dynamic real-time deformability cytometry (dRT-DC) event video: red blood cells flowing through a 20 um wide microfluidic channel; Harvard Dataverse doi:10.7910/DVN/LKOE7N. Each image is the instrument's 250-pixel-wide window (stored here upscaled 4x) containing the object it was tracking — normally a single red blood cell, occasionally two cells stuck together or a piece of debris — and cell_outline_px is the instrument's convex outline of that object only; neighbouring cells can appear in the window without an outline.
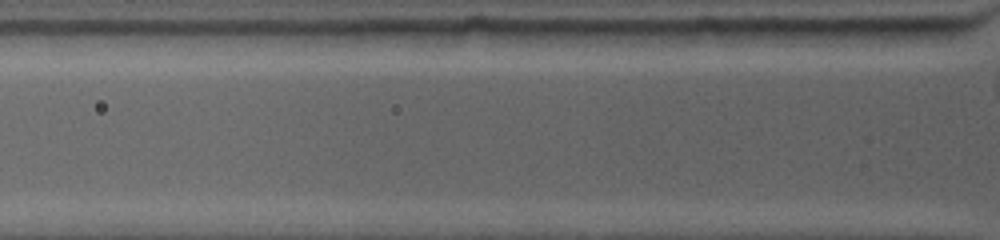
{"species": "common noctule bat (a hibernating species)", "species_latin": "Nyctalus noctula", "temperature_condition": "warm", "stored_images_in_passage": 3, "camera_frame_rate_fps": 4500, "um_per_image_px": 0.085, "animal": {"sex": "female", "body_mass_g": 19.0, "forearm_length_mm": 53.3}, "frame": {"image": 1, "passage_image": 3, "time_ms": 1.111, "image_size_px": [1000, 240], "cell_outline_px": [[956, 36], [948, 44], [864, 44], [844, 32], [840, 28], [948, 28], [956, 32]], "centroid_in_image_um": [76.65, 3.03], "position_along_channel_um": 49.1, "area_um2": 11.79}}